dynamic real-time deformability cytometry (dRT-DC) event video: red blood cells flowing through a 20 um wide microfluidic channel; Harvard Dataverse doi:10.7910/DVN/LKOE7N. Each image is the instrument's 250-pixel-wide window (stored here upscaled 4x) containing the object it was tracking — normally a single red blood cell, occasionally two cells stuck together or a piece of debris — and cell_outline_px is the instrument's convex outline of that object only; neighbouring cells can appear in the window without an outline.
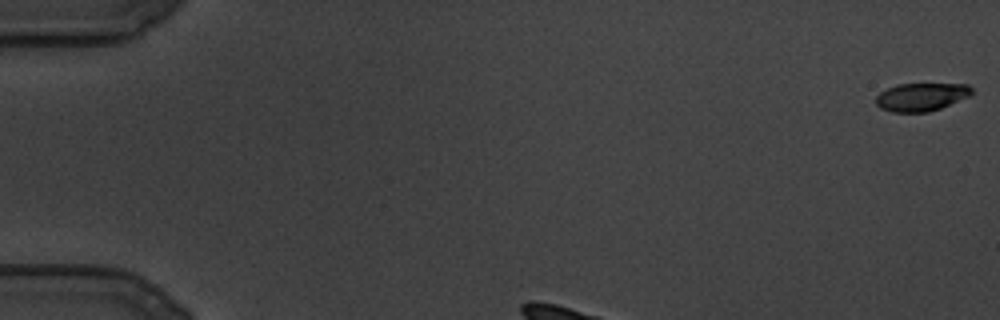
{"species": "common noctule bat (a hibernating species)", "species_latin": "Nyctalus noctula", "temperature_condition": "cold", "stored_images_in_passage": 18, "camera_frame_rate_fps": 3000, "um_per_image_px": 0.085, "animal": {"sex": "male", "body_mass_g": 19.5, "forearm_length_mm": 54.6}, "frame": {"image": 1, "passage_image": 1, "time_ms": 0.0, "image_size_px": [1000, 320], "cell_outline_px": [[972, 92], [968, 96], [940, 108], [928, 112], [892, 112], [880, 108], [876, 104], [876, 96], [880, 92], [896, 84], [968, 84], [972, 88]], "centroid_in_image_um": [78.27, 8.24], "position_along_channel_um": 6.7, "area_um2": 15.55}}